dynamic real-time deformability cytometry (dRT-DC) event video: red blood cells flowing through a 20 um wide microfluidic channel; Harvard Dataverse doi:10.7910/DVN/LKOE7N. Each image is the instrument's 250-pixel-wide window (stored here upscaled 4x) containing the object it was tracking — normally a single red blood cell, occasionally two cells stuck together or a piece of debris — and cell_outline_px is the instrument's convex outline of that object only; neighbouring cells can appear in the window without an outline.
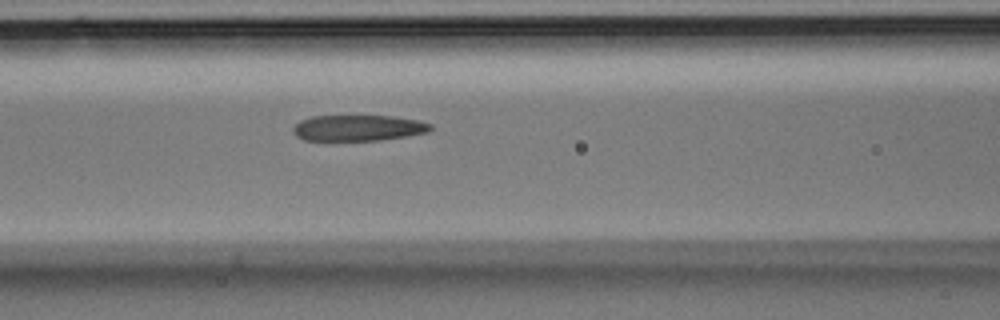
{"species": "Egyptian fruit bat (a non-hibernating species)", "species_latin": "Rousettus aegyptiacus", "temperature_condition": "room temperature", "stored_images_in_passage": 8, "camera_frame_rate_fps": 3000, "um_per_image_px": 0.085, "animal": {"sex": "male"}, "frame": {"image": 1, "passage_image": 7, "time_ms": 2.0, "image_size_px": [1000, 320], "cell_outline_px": [[432, 128], [428, 132], [380, 140], [304, 140], [296, 136], [292, 132], [292, 128], [300, 120], [312, 116], [392, 116], [416, 120], [432, 124]], "centroid_in_image_um": [30.41, 10.87], "position_along_channel_um": 136.2, "area_um2": 20.63}}